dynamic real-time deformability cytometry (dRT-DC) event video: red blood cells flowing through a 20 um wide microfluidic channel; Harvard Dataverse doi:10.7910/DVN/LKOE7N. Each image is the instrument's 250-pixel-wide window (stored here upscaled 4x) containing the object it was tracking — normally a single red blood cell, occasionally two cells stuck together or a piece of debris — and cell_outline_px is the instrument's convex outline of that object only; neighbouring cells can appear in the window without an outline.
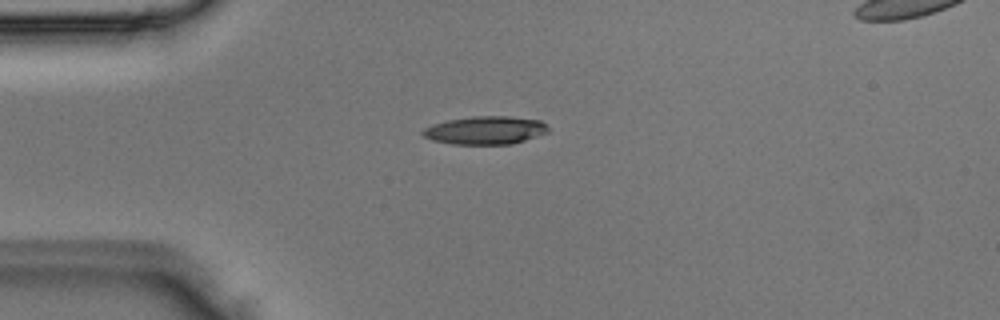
{"species": "Egyptian fruit bat (a non-hibernating species)", "species_latin": "Rousettus aegyptiacus", "temperature_condition": "room temperature", "stored_images_in_passage": 3, "camera_frame_rate_fps": 3000, "um_per_image_px": 0.085, "animal": {"sex": "male"}, "frame": {"image": 1, "passage_image": 2, "time_ms": 0.333, "image_size_px": [1000, 320], "cell_outline_px": [[548, 132], [512, 144], [452, 144], [432, 140], [424, 136], [420, 132], [424, 128], [432, 124], [448, 120], [472, 116], [508, 116], [540, 120], [548, 128]], "centroid_in_image_um": [41.22, 11.07], "position_along_channel_um": 43.8, "area_um2": 20.46}}